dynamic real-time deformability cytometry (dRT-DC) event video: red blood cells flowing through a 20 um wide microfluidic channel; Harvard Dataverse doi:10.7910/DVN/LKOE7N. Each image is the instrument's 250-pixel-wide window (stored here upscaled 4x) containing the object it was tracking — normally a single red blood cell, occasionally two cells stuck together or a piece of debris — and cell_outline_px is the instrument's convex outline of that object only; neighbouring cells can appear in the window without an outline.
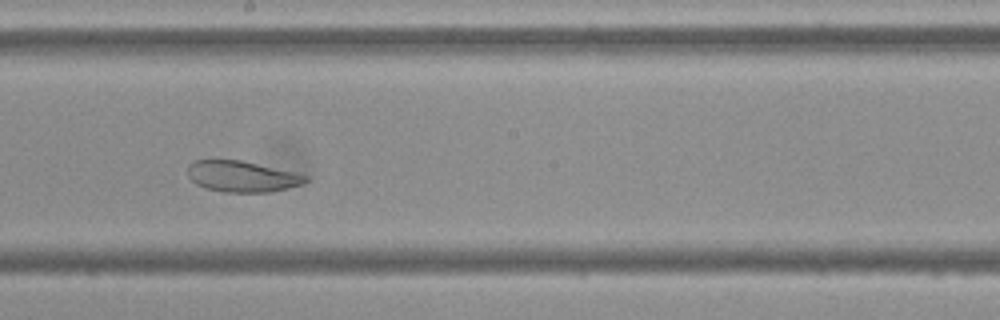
{"species": "Egyptian fruit bat (a non-hibernating species)", "species_latin": "Rousettus aegyptiacus", "temperature_condition": "cold", "stored_images_in_passage": 8, "camera_frame_rate_fps": 3000, "um_per_image_px": 0.085, "frame": {"image": 1, "passage_image": 8, "time_ms": 8.0, "image_size_px": [1000, 320], "cell_outline_px": [[308, 180], [304, 184], [288, 188], [268, 192], [224, 192], [208, 188], [196, 184], [188, 176], [188, 164], [196, 160], [240, 160], [296, 172], [308, 176]], "centroid_in_image_um": [20.6, 14.99], "position_along_channel_um": 227.6, "area_um2": 21.27}}